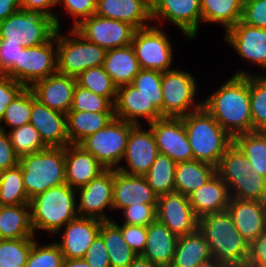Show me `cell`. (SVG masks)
Instances as JSON below:
<instances>
[{
    "mask_svg": "<svg viewBox=\"0 0 266 267\" xmlns=\"http://www.w3.org/2000/svg\"><path fill=\"white\" fill-rule=\"evenodd\" d=\"M201 102L202 107L231 137L252 132L250 75H232Z\"/></svg>",
    "mask_w": 266,
    "mask_h": 267,
    "instance_id": "obj_1",
    "label": "cell"
},
{
    "mask_svg": "<svg viewBox=\"0 0 266 267\" xmlns=\"http://www.w3.org/2000/svg\"><path fill=\"white\" fill-rule=\"evenodd\" d=\"M198 230L215 260L234 267L246 266L249 243L238 232L227 210L199 218Z\"/></svg>",
    "mask_w": 266,
    "mask_h": 267,
    "instance_id": "obj_2",
    "label": "cell"
},
{
    "mask_svg": "<svg viewBox=\"0 0 266 267\" xmlns=\"http://www.w3.org/2000/svg\"><path fill=\"white\" fill-rule=\"evenodd\" d=\"M31 224L34 234L48 232L55 237L63 227L77 217L76 189L68 184L52 187L30 199ZM37 232V233H36ZM54 235V236H53Z\"/></svg>",
    "mask_w": 266,
    "mask_h": 267,
    "instance_id": "obj_3",
    "label": "cell"
},
{
    "mask_svg": "<svg viewBox=\"0 0 266 267\" xmlns=\"http://www.w3.org/2000/svg\"><path fill=\"white\" fill-rule=\"evenodd\" d=\"M193 159L217 167L226 149L233 143L222 126L203 108L182 117Z\"/></svg>",
    "mask_w": 266,
    "mask_h": 267,
    "instance_id": "obj_4",
    "label": "cell"
},
{
    "mask_svg": "<svg viewBox=\"0 0 266 267\" xmlns=\"http://www.w3.org/2000/svg\"><path fill=\"white\" fill-rule=\"evenodd\" d=\"M216 173L227 184L231 198L266 201V178L257 172L234 143L221 157Z\"/></svg>",
    "mask_w": 266,
    "mask_h": 267,
    "instance_id": "obj_5",
    "label": "cell"
},
{
    "mask_svg": "<svg viewBox=\"0 0 266 267\" xmlns=\"http://www.w3.org/2000/svg\"><path fill=\"white\" fill-rule=\"evenodd\" d=\"M24 189L31 199L46 190L66 184L65 147H47L19 157Z\"/></svg>",
    "mask_w": 266,
    "mask_h": 267,
    "instance_id": "obj_6",
    "label": "cell"
},
{
    "mask_svg": "<svg viewBox=\"0 0 266 267\" xmlns=\"http://www.w3.org/2000/svg\"><path fill=\"white\" fill-rule=\"evenodd\" d=\"M57 29V72L77 77L81 72L104 64L106 50L89 42L75 29L68 35Z\"/></svg>",
    "mask_w": 266,
    "mask_h": 267,
    "instance_id": "obj_7",
    "label": "cell"
},
{
    "mask_svg": "<svg viewBox=\"0 0 266 267\" xmlns=\"http://www.w3.org/2000/svg\"><path fill=\"white\" fill-rule=\"evenodd\" d=\"M57 30L52 18L41 13L18 10L0 22V40L29 48L48 42Z\"/></svg>",
    "mask_w": 266,
    "mask_h": 267,
    "instance_id": "obj_8",
    "label": "cell"
},
{
    "mask_svg": "<svg viewBox=\"0 0 266 267\" xmlns=\"http://www.w3.org/2000/svg\"><path fill=\"white\" fill-rule=\"evenodd\" d=\"M135 124L113 118L103 129L87 136L78 145L91 153L106 169H118Z\"/></svg>",
    "mask_w": 266,
    "mask_h": 267,
    "instance_id": "obj_9",
    "label": "cell"
},
{
    "mask_svg": "<svg viewBox=\"0 0 266 267\" xmlns=\"http://www.w3.org/2000/svg\"><path fill=\"white\" fill-rule=\"evenodd\" d=\"M195 78L183 70L162 72L163 117H183L202 107L195 100L199 90Z\"/></svg>",
    "mask_w": 266,
    "mask_h": 267,
    "instance_id": "obj_10",
    "label": "cell"
},
{
    "mask_svg": "<svg viewBox=\"0 0 266 267\" xmlns=\"http://www.w3.org/2000/svg\"><path fill=\"white\" fill-rule=\"evenodd\" d=\"M158 25L135 30L131 45L141 69L165 72L174 69L170 68L174 48L169 36Z\"/></svg>",
    "mask_w": 266,
    "mask_h": 267,
    "instance_id": "obj_11",
    "label": "cell"
},
{
    "mask_svg": "<svg viewBox=\"0 0 266 267\" xmlns=\"http://www.w3.org/2000/svg\"><path fill=\"white\" fill-rule=\"evenodd\" d=\"M57 72V30L46 43L20 51L15 62V81L30 88L36 81Z\"/></svg>",
    "mask_w": 266,
    "mask_h": 267,
    "instance_id": "obj_12",
    "label": "cell"
},
{
    "mask_svg": "<svg viewBox=\"0 0 266 267\" xmlns=\"http://www.w3.org/2000/svg\"><path fill=\"white\" fill-rule=\"evenodd\" d=\"M114 169H106L87 185L76 189L79 217L112 221L105 211L113 210Z\"/></svg>",
    "mask_w": 266,
    "mask_h": 267,
    "instance_id": "obj_13",
    "label": "cell"
},
{
    "mask_svg": "<svg viewBox=\"0 0 266 267\" xmlns=\"http://www.w3.org/2000/svg\"><path fill=\"white\" fill-rule=\"evenodd\" d=\"M89 42L110 50L131 44L135 28L129 23L92 15L74 28Z\"/></svg>",
    "mask_w": 266,
    "mask_h": 267,
    "instance_id": "obj_14",
    "label": "cell"
},
{
    "mask_svg": "<svg viewBox=\"0 0 266 267\" xmlns=\"http://www.w3.org/2000/svg\"><path fill=\"white\" fill-rule=\"evenodd\" d=\"M152 21L160 24L168 21L186 39L195 40L202 24L201 0H157L152 6Z\"/></svg>",
    "mask_w": 266,
    "mask_h": 267,
    "instance_id": "obj_15",
    "label": "cell"
},
{
    "mask_svg": "<svg viewBox=\"0 0 266 267\" xmlns=\"http://www.w3.org/2000/svg\"><path fill=\"white\" fill-rule=\"evenodd\" d=\"M156 219L178 237L198 230L195 215L187 195L178 192L158 196Z\"/></svg>",
    "mask_w": 266,
    "mask_h": 267,
    "instance_id": "obj_16",
    "label": "cell"
},
{
    "mask_svg": "<svg viewBox=\"0 0 266 267\" xmlns=\"http://www.w3.org/2000/svg\"><path fill=\"white\" fill-rule=\"evenodd\" d=\"M147 125L151 127L160 154L176 163L193 160L182 117H162Z\"/></svg>",
    "mask_w": 266,
    "mask_h": 267,
    "instance_id": "obj_17",
    "label": "cell"
},
{
    "mask_svg": "<svg viewBox=\"0 0 266 267\" xmlns=\"http://www.w3.org/2000/svg\"><path fill=\"white\" fill-rule=\"evenodd\" d=\"M142 126L139 124L131 128L122 159L126 164L118 167V170L135 176H144L159 154L151 127L144 130Z\"/></svg>",
    "mask_w": 266,
    "mask_h": 267,
    "instance_id": "obj_18",
    "label": "cell"
},
{
    "mask_svg": "<svg viewBox=\"0 0 266 267\" xmlns=\"http://www.w3.org/2000/svg\"><path fill=\"white\" fill-rule=\"evenodd\" d=\"M225 34L223 40L234 48L242 60L266 71V29L247 25L240 20Z\"/></svg>",
    "mask_w": 266,
    "mask_h": 267,
    "instance_id": "obj_19",
    "label": "cell"
},
{
    "mask_svg": "<svg viewBox=\"0 0 266 267\" xmlns=\"http://www.w3.org/2000/svg\"><path fill=\"white\" fill-rule=\"evenodd\" d=\"M39 132L47 147H65L70 144L67 134V114L52 110L35 98L31 90L30 122Z\"/></svg>",
    "mask_w": 266,
    "mask_h": 267,
    "instance_id": "obj_20",
    "label": "cell"
},
{
    "mask_svg": "<svg viewBox=\"0 0 266 267\" xmlns=\"http://www.w3.org/2000/svg\"><path fill=\"white\" fill-rule=\"evenodd\" d=\"M114 116L135 125L142 124V118L150 124L163 117L152 101L132 84L117 87Z\"/></svg>",
    "mask_w": 266,
    "mask_h": 267,
    "instance_id": "obj_21",
    "label": "cell"
},
{
    "mask_svg": "<svg viewBox=\"0 0 266 267\" xmlns=\"http://www.w3.org/2000/svg\"><path fill=\"white\" fill-rule=\"evenodd\" d=\"M76 84L75 77L56 72L36 81L30 89L41 103L52 110L67 114L72 107Z\"/></svg>",
    "mask_w": 266,
    "mask_h": 267,
    "instance_id": "obj_22",
    "label": "cell"
},
{
    "mask_svg": "<svg viewBox=\"0 0 266 267\" xmlns=\"http://www.w3.org/2000/svg\"><path fill=\"white\" fill-rule=\"evenodd\" d=\"M226 210L249 244L266 231V201L230 198Z\"/></svg>",
    "mask_w": 266,
    "mask_h": 267,
    "instance_id": "obj_23",
    "label": "cell"
},
{
    "mask_svg": "<svg viewBox=\"0 0 266 267\" xmlns=\"http://www.w3.org/2000/svg\"><path fill=\"white\" fill-rule=\"evenodd\" d=\"M158 195L144 176H135L114 169L113 211L131 205L157 204Z\"/></svg>",
    "mask_w": 266,
    "mask_h": 267,
    "instance_id": "obj_24",
    "label": "cell"
},
{
    "mask_svg": "<svg viewBox=\"0 0 266 267\" xmlns=\"http://www.w3.org/2000/svg\"><path fill=\"white\" fill-rule=\"evenodd\" d=\"M103 221L95 218L77 217L69 221L61 232L62 239L56 241L63 257L67 259L83 258L91 243L99 235Z\"/></svg>",
    "mask_w": 266,
    "mask_h": 267,
    "instance_id": "obj_25",
    "label": "cell"
},
{
    "mask_svg": "<svg viewBox=\"0 0 266 267\" xmlns=\"http://www.w3.org/2000/svg\"><path fill=\"white\" fill-rule=\"evenodd\" d=\"M95 15L129 23L136 30L152 23V6L145 0H97Z\"/></svg>",
    "mask_w": 266,
    "mask_h": 267,
    "instance_id": "obj_26",
    "label": "cell"
},
{
    "mask_svg": "<svg viewBox=\"0 0 266 267\" xmlns=\"http://www.w3.org/2000/svg\"><path fill=\"white\" fill-rule=\"evenodd\" d=\"M106 168L78 144L65 146L66 184L73 189L87 185Z\"/></svg>",
    "mask_w": 266,
    "mask_h": 267,
    "instance_id": "obj_27",
    "label": "cell"
},
{
    "mask_svg": "<svg viewBox=\"0 0 266 267\" xmlns=\"http://www.w3.org/2000/svg\"><path fill=\"white\" fill-rule=\"evenodd\" d=\"M188 198L195 215L201 218L225 211L231 197L227 184L216 173L203 186L190 193Z\"/></svg>",
    "mask_w": 266,
    "mask_h": 267,
    "instance_id": "obj_28",
    "label": "cell"
},
{
    "mask_svg": "<svg viewBox=\"0 0 266 267\" xmlns=\"http://www.w3.org/2000/svg\"><path fill=\"white\" fill-rule=\"evenodd\" d=\"M177 240L178 236L156 219L147 226L146 246L142 256L157 267H169Z\"/></svg>",
    "mask_w": 266,
    "mask_h": 267,
    "instance_id": "obj_29",
    "label": "cell"
},
{
    "mask_svg": "<svg viewBox=\"0 0 266 267\" xmlns=\"http://www.w3.org/2000/svg\"><path fill=\"white\" fill-rule=\"evenodd\" d=\"M103 66L117 87L132 84L141 69L131 44L107 50Z\"/></svg>",
    "mask_w": 266,
    "mask_h": 267,
    "instance_id": "obj_30",
    "label": "cell"
},
{
    "mask_svg": "<svg viewBox=\"0 0 266 267\" xmlns=\"http://www.w3.org/2000/svg\"><path fill=\"white\" fill-rule=\"evenodd\" d=\"M212 258L204 235L197 230L178 237L174 258L169 267H196Z\"/></svg>",
    "mask_w": 266,
    "mask_h": 267,
    "instance_id": "obj_31",
    "label": "cell"
},
{
    "mask_svg": "<svg viewBox=\"0 0 266 267\" xmlns=\"http://www.w3.org/2000/svg\"><path fill=\"white\" fill-rule=\"evenodd\" d=\"M36 237L31 224L30 204L1 205L0 239Z\"/></svg>",
    "mask_w": 266,
    "mask_h": 267,
    "instance_id": "obj_32",
    "label": "cell"
},
{
    "mask_svg": "<svg viewBox=\"0 0 266 267\" xmlns=\"http://www.w3.org/2000/svg\"><path fill=\"white\" fill-rule=\"evenodd\" d=\"M114 117V112L69 111L67 134L70 144H79L87 136L103 129Z\"/></svg>",
    "mask_w": 266,
    "mask_h": 267,
    "instance_id": "obj_33",
    "label": "cell"
},
{
    "mask_svg": "<svg viewBox=\"0 0 266 267\" xmlns=\"http://www.w3.org/2000/svg\"><path fill=\"white\" fill-rule=\"evenodd\" d=\"M216 174V167L212 164L190 160L177 163L175 169V192L189 195L203 186Z\"/></svg>",
    "mask_w": 266,
    "mask_h": 267,
    "instance_id": "obj_34",
    "label": "cell"
},
{
    "mask_svg": "<svg viewBox=\"0 0 266 267\" xmlns=\"http://www.w3.org/2000/svg\"><path fill=\"white\" fill-rule=\"evenodd\" d=\"M242 6L243 0H201L202 23H219L226 32L241 20Z\"/></svg>",
    "mask_w": 266,
    "mask_h": 267,
    "instance_id": "obj_35",
    "label": "cell"
},
{
    "mask_svg": "<svg viewBox=\"0 0 266 267\" xmlns=\"http://www.w3.org/2000/svg\"><path fill=\"white\" fill-rule=\"evenodd\" d=\"M99 235L105 242L111 267H128L137 254L127 245L121 229L112 221H103Z\"/></svg>",
    "mask_w": 266,
    "mask_h": 267,
    "instance_id": "obj_36",
    "label": "cell"
},
{
    "mask_svg": "<svg viewBox=\"0 0 266 267\" xmlns=\"http://www.w3.org/2000/svg\"><path fill=\"white\" fill-rule=\"evenodd\" d=\"M261 74H253L244 69L233 72V75H250L252 132L266 131V75Z\"/></svg>",
    "mask_w": 266,
    "mask_h": 267,
    "instance_id": "obj_37",
    "label": "cell"
},
{
    "mask_svg": "<svg viewBox=\"0 0 266 267\" xmlns=\"http://www.w3.org/2000/svg\"><path fill=\"white\" fill-rule=\"evenodd\" d=\"M233 143L257 172L266 178V131L238 134L233 137Z\"/></svg>",
    "mask_w": 266,
    "mask_h": 267,
    "instance_id": "obj_38",
    "label": "cell"
},
{
    "mask_svg": "<svg viewBox=\"0 0 266 267\" xmlns=\"http://www.w3.org/2000/svg\"><path fill=\"white\" fill-rule=\"evenodd\" d=\"M176 165L167 155L159 153L144 175L148 185L158 196L175 192Z\"/></svg>",
    "mask_w": 266,
    "mask_h": 267,
    "instance_id": "obj_39",
    "label": "cell"
},
{
    "mask_svg": "<svg viewBox=\"0 0 266 267\" xmlns=\"http://www.w3.org/2000/svg\"><path fill=\"white\" fill-rule=\"evenodd\" d=\"M23 184L22 167L18 164L0 172V204L2 206L29 203Z\"/></svg>",
    "mask_w": 266,
    "mask_h": 267,
    "instance_id": "obj_40",
    "label": "cell"
},
{
    "mask_svg": "<svg viewBox=\"0 0 266 267\" xmlns=\"http://www.w3.org/2000/svg\"><path fill=\"white\" fill-rule=\"evenodd\" d=\"M76 80L79 86L106 97L114 105L117 97V86L113 83L103 65L81 72Z\"/></svg>",
    "mask_w": 266,
    "mask_h": 267,
    "instance_id": "obj_41",
    "label": "cell"
},
{
    "mask_svg": "<svg viewBox=\"0 0 266 267\" xmlns=\"http://www.w3.org/2000/svg\"><path fill=\"white\" fill-rule=\"evenodd\" d=\"M36 237L0 239V267H25Z\"/></svg>",
    "mask_w": 266,
    "mask_h": 267,
    "instance_id": "obj_42",
    "label": "cell"
},
{
    "mask_svg": "<svg viewBox=\"0 0 266 267\" xmlns=\"http://www.w3.org/2000/svg\"><path fill=\"white\" fill-rule=\"evenodd\" d=\"M31 117V89L25 88L5 109L0 122V130L4 127L19 128L28 124ZM5 123V124H4ZM4 124V125H3Z\"/></svg>",
    "mask_w": 266,
    "mask_h": 267,
    "instance_id": "obj_43",
    "label": "cell"
},
{
    "mask_svg": "<svg viewBox=\"0 0 266 267\" xmlns=\"http://www.w3.org/2000/svg\"><path fill=\"white\" fill-rule=\"evenodd\" d=\"M8 135L15 153L19 157L47 148L41 140L39 132L31 123L9 130Z\"/></svg>",
    "mask_w": 266,
    "mask_h": 267,
    "instance_id": "obj_44",
    "label": "cell"
},
{
    "mask_svg": "<svg viewBox=\"0 0 266 267\" xmlns=\"http://www.w3.org/2000/svg\"><path fill=\"white\" fill-rule=\"evenodd\" d=\"M162 72L157 70L140 69L134 77L132 85L141 91L163 116V97H162Z\"/></svg>",
    "mask_w": 266,
    "mask_h": 267,
    "instance_id": "obj_45",
    "label": "cell"
},
{
    "mask_svg": "<svg viewBox=\"0 0 266 267\" xmlns=\"http://www.w3.org/2000/svg\"><path fill=\"white\" fill-rule=\"evenodd\" d=\"M33 242L25 267H62L63 253L55 240L49 244Z\"/></svg>",
    "mask_w": 266,
    "mask_h": 267,
    "instance_id": "obj_46",
    "label": "cell"
},
{
    "mask_svg": "<svg viewBox=\"0 0 266 267\" xmlns=\"http://www.w3.org/2000/svg\"><path fill=\"white\" fill-rule=\"evenodd\" d=\"M70 111L114 112V105L106 97L76 84Z\"/></svg>",
    "mask_w": 266,
    "mask_h": 267,
    "instance_id": "obj_47",
    "label": "cell"
},
{
    "mask_svg": "<svg viewBox=\"0 0 266 267\" xmlns=\"http://www.w3.org/2000/svg\"><path fill=\"white\" fill-rule=\"evenodd\" d=\"M156 207L157 204H143L131 205L123 208L122 224L148 226L156 220Z\"/></svg>",
    "mask_w": 266,
    "mask_h": 267,
    "instance_id": "obj_48",
    "label": "cell"
},
{
    "mask_svg": "<svg viewBox=\"0 0 266 267\" xmlns=\"http://www.w3.org/2000/svg\"><path fill=\"white\" fill-rule=\"evenodd\" d=\"M97 0H58L65 10V14L73 17V29L83 20L95 15Z\"/></svg>",
    "mask_w": 266,
    "mask_h": 267,
    "instance_id": "obj_49",
    "label": "cell"
},
{
    "mask_svg": "<svg viewBox=\"0 0 266 267\" xmlns=\"http://www.w3.org/2000/svg\"><path fill=\"white\" fill-rule=\"evenodd\" d=\"M241 21L266 29V0H243Z\"/></svg>",
    "mask_w": 266,
    "mask_h": 267,
    "instance_id": "obj_50",
    "label": "cell"
},
{
    "mask_svg": "<svg viewBox=\"0 0 266 267\" xmlns=\"http://www.w3.org/2000/svg\"><path fill=\"white\" fill-rule=\"evenodd\" d=\"M23 48L19 43H8L6 40H0V74L15 80V62H18L20 51Z\"/></svg>",
    "mask_w": 266,
    "mask_h": 267,
    "instance_id": "obj_51",
    "label": "cell"
},
{
    "mask_svg": "<svg viewBox=\"0 0 266 267\" xmlns=\"http://www.w3.org/2000/svg\"><path fill=\"white\" fill-rule=\"evenodd\" d=\"M113 222L121 229L122 236L127 245L137 254L142 255L146 246L147 226L118 224Z\"/></svg>",
    "mask_w": 266,
    "mask_h": 267,
    "instance_id": "obj_52",
    "label": "cell"
},
{
    "mask_svg": "<svg viewBox=\"0 0 266 267\" xmlns=\"http://www.w3.org/2000/svg\"><path fill=\"white\" fill-rule=\"evenodd\" d=\"M26 87L13 80L11 77L0 74V122L6 107L25 89Z\"/></svg>",
    "mask_w": 266,
    "mask_h": 267,
    "instance_id": "obj_53",
    "label": "cell"
},
{
    "mask_svg": "<svg viewBox=\"0 0 266 267\" xmlns=\"http://www.w3.org/2000/svg\"><path fill=\"white\" fill-rule=\"evenodd\" d=\"M83 259L91 267H111L105 242L100 235L91 243Z\"/></svg>",
    "mask_w": 266,
    "mask_h": 267,
    "instance_id": "obj_54",
    "label": "cell"
},
{
    "mask_svg": "<svg viewBox=\"0 0 266 267\" xmlns=\"http://www.w3.org/2000/svg\"><path fill=\"white\" fill-rule=\"evenodd\" d=\"M20 8L25 11L41 13L52 18L57 29H61V21L59 15L52 9L58 6V0H19Z\"/></svg>",
    "mask_w": 266,
    "mask_h": 267,
    "instance_id": "obj_55",
    "label": "cell"
},
{
    "mask_svg": "<svg viewBox=\"0 0 266 267\" xmlns=\"http://www.w3.org/2000/svg\"><path fill=\"white\" fill-rule=\"evenodd\" d=\"M7 130H0V172L19 164V156L15 153Z\"/></svg>",
    "mask_w": 266,
    "mask_h": 267,
    "instance_id": "obj_56",
    "label": "cell"
},
{
    "mask_svg": "<svg viewBox=\"0 0 266 267\" xmlns=\"http://www.w3.org/2000/svg\"><path fill=\"white\" fill-rule=\"evenodd\" d=\"M245 267H266V231L249 244V257Z\"/></svg>",
    "mask_w": 266,
    "mask_h": 267,
    "instance_id": "obj_57",
    "label": "cell"
},
{
    "mask_svg": "<svg viewBox=\"0 0 266 267\" xmlns=\"http://www.w3.org/2000/svg\"><path fill=\"white\" fill-rule=\"evenodd\" d=\"M20 9L19 0H0V22Z\"/></svg>",
    "mask_w": 266,
    "mask_h": 267,
    "instance_id": "obj_58",
    "label": "cell"
},
{
    "mask_svg": "<svg viewBox=\"0 0 266 267\" xmlns=\"http://www.w3.org/2000/svg\"><path fill=\"white\" fill-rule=\"evenodd\" d=\"M62 267H91L83 258H64Z\"/></svg>",
    "mask_w": 266,
    "mask_h": 267,
    "instance_id": "obj_59",
    "label": "cell"
},
{
    "mask_svg": "<svg viewBox=\"0 0 266 267\" xmlns=\"http://www.w3.org/2000/svg\"><path fill=\"white\" fill-rule=\"evenodd\" d=\"M128 267H157L142 255H137Z\"/></svg>",
    "mask_w": 266,
    "mask_h": 267,
    "instance_id": "obj_60",
    "label": "cell"
},
{
    "mask_svg": "<svg viewBox=\"0 0 266 267\" xmlns=\"http://www.w3.org/2000/svg\"><path fill=\"white\" fill-rule=\"evenodd\" d=\"M196 267H234V266L219 262V261L215 260L214 258H212L206 262H203V263L197 265Z\"/></svg>",
    "mask_w": 266,
    "mask_h": 267,
    "instance_id": "obj_61",
    "label": "cell"
},
{
    "mask_svg": "<svg viewBox=\"0 0 266 267\" xmlns=\"http://www.w3.org/2000/svg\"><path fill=\"white\" fill-rule=\"evenodd\" d=\"M149 5L153 6V4L157 1V0H145Z\"/></svg>",
    "mask_w": 266,
    "mask_h": 267,
    "instance_id": "obj_62",
    "label": "cell"
}]
</instances>
